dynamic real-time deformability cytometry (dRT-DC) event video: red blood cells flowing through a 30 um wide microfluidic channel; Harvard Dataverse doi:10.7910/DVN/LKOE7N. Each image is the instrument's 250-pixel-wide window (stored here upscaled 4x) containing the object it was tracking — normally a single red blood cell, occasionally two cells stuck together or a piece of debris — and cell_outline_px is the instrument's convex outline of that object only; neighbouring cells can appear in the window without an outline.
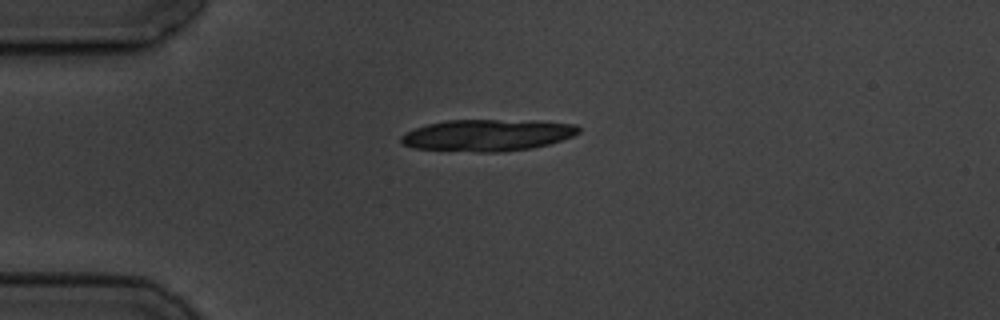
{"species": "common noctule bat (a hibernating species)", "species_latin": "Nyctalus noctula", "temperature_condition": "cold", "stored_images_in_passage": 3, "camera_frame_rate_fps": 3000, "um_per_image_px": 0.085, "animal": {"sex": "male", "body_mass_g": 19.5, "forearm_length_mm": 54.6}, "frame": {"image": 1, "passage_image": 1, "time_ms": 0.0, "image_size_px": [1000, 320], "cell_outline_px": [[580, 132], [572, 136], [548, 144], [532, 148], [504, 152], [476, 152], [412, 148], [404, 144], [400, 140], [400, 136], [416, 128], [428, 124], [448, 120], [496, 120], [576, 124], [580, 128]], "centroid_in_image_um": [41.39, 11.51], "position_along_channel_um": 43.6, "area_um2": 32.31}}